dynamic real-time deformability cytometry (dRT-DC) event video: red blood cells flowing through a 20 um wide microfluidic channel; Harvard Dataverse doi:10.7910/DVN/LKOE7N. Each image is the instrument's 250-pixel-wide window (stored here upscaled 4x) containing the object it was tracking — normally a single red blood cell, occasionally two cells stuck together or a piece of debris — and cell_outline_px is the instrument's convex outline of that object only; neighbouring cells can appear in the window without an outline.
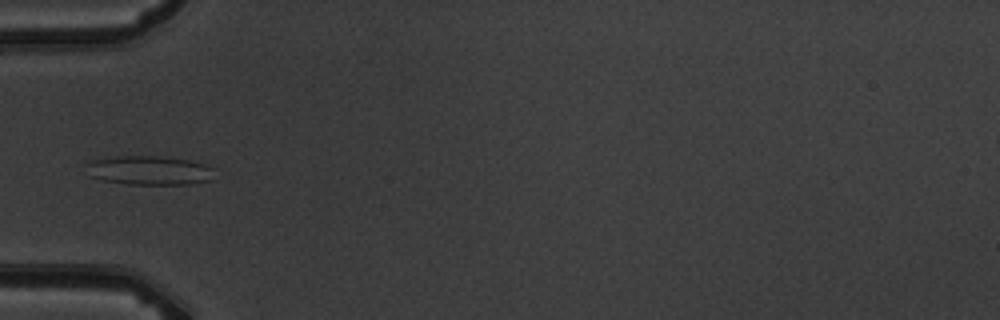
{"species": "common noctule bat (a hibernating species)", "species_latin": "Nyctalus noctula", "temperature_condition": "warm", "stored_images_in_passage": 8, "camera_frame_rate_fps": 3000, "um_per_image_px": 0.085, "animal": {"sex": "male", "body_mass_g": 19.5, "forearm_length_mm": 54.6}, "frame": {"image": 1, "passage_image": 4, "time_ms": 3.667, "image_size_px": [1000, 320], "cell_outline_px": [[212, 180], [192, 184], [128, 184], [100, 180], [88, 176], [88, 164], [92, 160], [120, 156], [160, 156], [188, 160], [204, 164], [212, 168]], "centroid_in_image_um": [12.68, 14.49], "position_along_channel_um": 72.3, "area_um2": 21.62}}
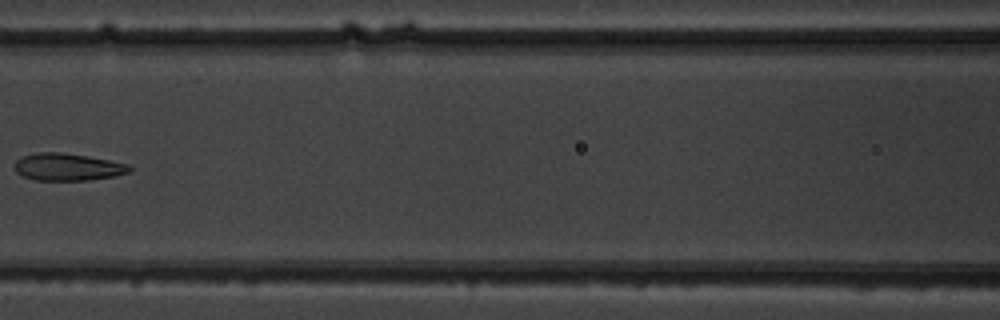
{"frame": {"image": 2, "passage_image": 6, "time_ms": 6.0, "image_size_px": [1000, 320], "cell_outline_px": [[132, 172], [116, 176], [88, 180], [36, 180], [24, 176], [16, 172], [16, 160], [20, 156], [36, 152], [60, 152], [88, 156], [128, 164], [132, 168]], "centroid_in_image_um": [5.77, 14.19], "position_along_channel_um": 160.8, "area_um2": 18.32}}
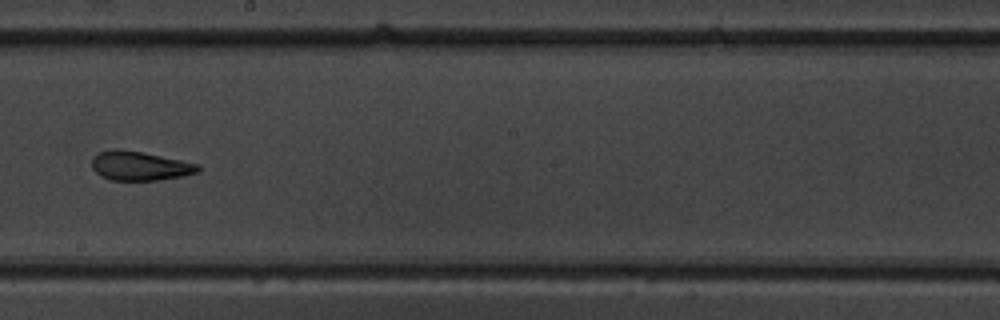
{"frame": {"image": 3, "passage_image": 8, "time_ms": 8.0, "image_size_px": [1000, 320], "cell_outline_px": [[200, 172], [184, 176], [160, 180], [112, 180], [100, 176], [92, 168], [92, 156], [100, 152], [112, 148], [120, 148], [200, 164]], "centroid_in_image_um": [11.88, 14.1], "position_along_channel_um": 236.3, "area_um2": 18.15}}